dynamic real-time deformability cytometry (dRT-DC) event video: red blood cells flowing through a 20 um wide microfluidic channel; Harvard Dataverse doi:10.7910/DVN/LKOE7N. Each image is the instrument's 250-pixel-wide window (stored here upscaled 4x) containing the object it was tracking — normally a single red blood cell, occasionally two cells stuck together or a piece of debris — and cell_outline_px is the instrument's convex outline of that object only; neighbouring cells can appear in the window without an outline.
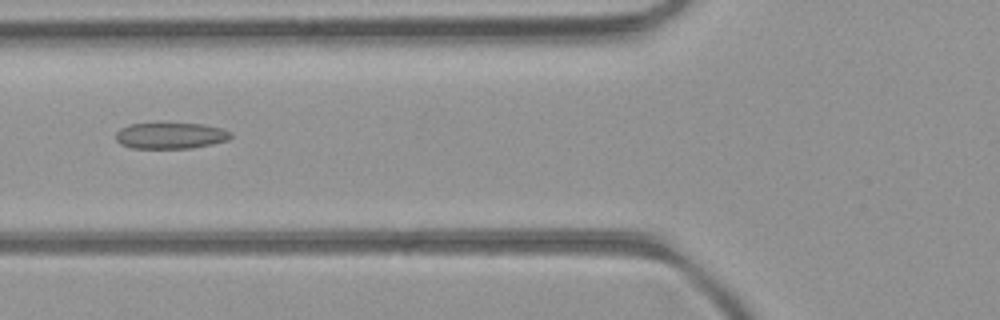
{"species": "common noctule bat (a hibernating species)", "species_latin": "Nyctalus noctula", "temperature_condition": "room temperature", "stored_images_in_passage": 35, "camera_frame_rate_fps": 3000, "um_per_image_px": 0.085, "animal": {"sex": "female", "body_mass_g": 21.9}, "frame": {"image": 1, "passage_image": 6, "time_ms": 1.667, "image_size_px": [1000, 320], "cell_outline_px": [[232, 136], [228, 140], [212, 144], [192, 148], [132, 148], [120, 144], [116, 140], [116, 132], [120, 128], [128, 124], [204, 124], [220, 128], [232, 132]], "centroid_in_image_um": [14.5, 11.54], "position_along_channel_um": 111.3, "area_um2": 17.46}}
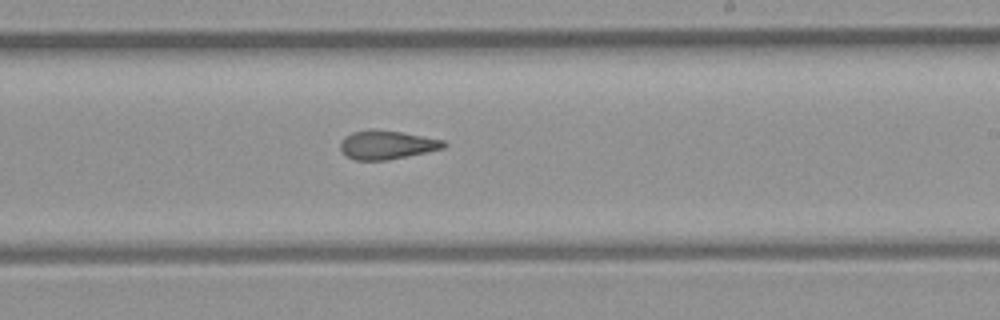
{"frame": {"image": 2, "passage_image": 16, "time_ms": 5.0, "image_size_px": [1000, 320], "cell_outline_px": [[448, 144], [444, 148], [388, 160], [356, 160], [340, 152], [340, 144], [344, 136], [352, 132], [400, 132], [444, 140]], "centroid_in_image_um": [32.89, 12.35], "position_along_channel_um": 256.1, "area_um2": 16.65}}
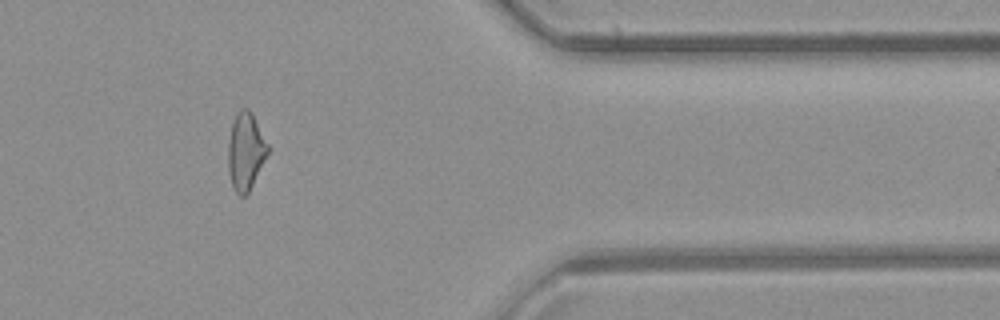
{"frame": {"image": 3, "passage_image": 27, "time_ms": 8.667, "image_size_px": [1000, 320], "cell_outline_px": [[268, 152], [248, 192], [244, 196], [240, 196], [232, 188], [228, 172], [228, 140], [232, 124], [236, 112], [240, 108], [248, 108], [252, 112], [268, 144]], "centroid_in_image_um": [20.85, 12.83], "position_along_channel_um": 390.5, "area_um2": 17.8}, "authors_computed_cell_mechanics": {"area_um2": 17.8024, "velocity_mm_per_s": 4.3329, "shape_relaxation_time_tau1_ms": null, "shape_relaxation_time_tau2_ms": 2.4625, "deformation_change_tau1": null, "deformation_change_tau2": 0.1023}}